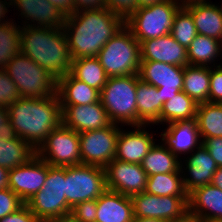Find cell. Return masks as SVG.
Returning a JSON list of instances; mask_svg holds the SVG:
<instances>
[{"instance_id": "obj_1", "label": "cell", "mask_w": 222, "mask_h": 222, "mask_svg": "<svg viewBox=\"0 0 222 222\" xmlns=\"http://www.w3.org/2000/svg\"><path fill=\"white\" fill-rule=\"evenodd\" d=\"M125 26V19L108 8L73 12L66 16L63 30L72 60L97 57L109 39Z\"/></svg>"}, {"instance_id": "obj_2", "label": "cell", "mask_w": 222, "mask_h": 222, "mask_svg": "<svg viewBox=\"0 0 222 222\" xmlns=\"http://www.w3.org/2000/svg\"><path fill=\"white\" fill-rule=\"evenodd\" d=\"M7 111L17 136L35 150L52 130L62 124V109L57 93L47 97H21L9 105Z\"/></svg>"}, {"instance_id": "obj_3", "label": "cell", "mask_w": 222, "mask_h": 222, "mask_svg": "<svg viewBox=\"0 0 222 222\" xmlns=\"http://www.w3.org/2000/svg\"><path fill=\"white\" fill-rule=\"evenodd\" d=\"M20 52L56 79L71 71L72 57L63 28L21 26Z\"/></svg>"}, {"instance_id": "obj_4", "label": "cell", "mask_w": 222, "mask_h": 222, "mask_svg": "<svg viewBox=\"0 0 222 222\" xmlns=\"http://www.w3.org/2000/svg\"><path fill=\"white\" fill-rule=\"evenodd\" d=\"M136 89L137 74L108 77L100 91V101L112 123L137 126Z\"/></svg>"}, {"instance_id": "obj_5", "label": "cell", "mask_w": 222, "mask_h": 222, "mask_svg": "<svg viewBox=\"0 0 222 222\" xmlns=\"http://www.w3.org/2000/svg\"><path fill=\"white\" fill-rule=\"evenodd\" d=\"M97 58L108 77L138 74L141 62L140 43L124 26L107 41Z\"/></svg>"}, {"instance_id": "obj_6", "label": "cell", "mask_w": 222, "mask_h": 222, "mask_svg": "<svg viewBox=\"0 0 222 222\" xmlns=\"http://www.w3.org/2000/svg\"><path fill=\"white\" fill-rule=\"evenodd\" d=\"M183 5L178 0H167L160 4L136 9L126 20L125 26L141 44L171 33L177 11Z\"/></svg>"}, {"instance_id": "obj_7", "label": "cell", "mask_w": 222, "mask_h": 222, "mask_svg": "<svg viewBox=\"0 0 222 222\" xmlns=\"http://www.w3.org/2000/svg\"><path fill=\"white\" fill-rule=\"evenodd\" d=\"M40 222L71 214L65 197V167L50 166L43 187L25 203Z\"/></svg>"}, {"instance_id": "obj_8", "label": "cell", "mask_w": 222, "mask_h": 222, "mask_svg": "<svg viewBox=\"0 0 222 222\" xmlns=\"http://www.w3.org/2000/svg\"><path fill=\"white\" fill-rule=\"evenodd\" d=\"M5 71L16 84L20 97L56 94L57 79L21 52L7 63Z\"/></svg>"}, {"instance_id": "obj_9", "label": "cell", "mask_w": 222, "mask_h": 222, "mask_svg": "<svg viewBox=\"0 0 222 222\" xmlns=\"http://www.w3.org/2000/svg\"><path fill=\"white\" fill-rule=\"evenodd\" d=\"M106 190L103 167L84 164L65 167V197L72 208L77 203L98 199Z\"/></svg>"}, {"instance_id": "obj_10", "label": "cell", "mask_w": 222, "mask_h": 222, "mask_svg": "<svg viewBox=\"0 0 222 222\" xmlns=\"http://www.w3.org/2000/svg\"><path fill=\"white\" fill-rule=\"evenodd\" d=\"M36 154L50 166L81 165L79 134L61 124L50 132Z\"/></svg>"}, {"instance_id": "obj_11", "label": "cell", "mask_w": 222, "mask_h": 222, "mask_svg": "<svg viewBox=\"0 0 222 222\" xmlns=\"http://www.w3.org/2000/svg\"><path fill=\"white\" fill-rule=\"evenodd\" d=\"M120 127L112 123L103 129L78 133L81 164L105 168L114 160Z\"/></svg>"}, {"instance_id": "obj_12", "label": "cell", "mask_w": 222, "mask_h": 222, "mask_svg": "<svg viewBox=\"0 0 222 222\" xmlns=\"http://www.w3.org/2000/svg\"><path fill=\"white\" fill-rule=\"evenodd\" d=\"M138 76L157 87L164 104L182 91L184 67L157 61H141Z\"/></svg>"}, {"instance_id": "obj_13", "label": "cell", "mask_w": 222, "mask_h": 222, "mask_svg": "<svg viewBox=\"0 0 222 222\" xmlns=\"http://www.w3.org/2000/svg\"><path fill=\"white\" fill-rule=\"evenodd\" d=\"M134 216L171 222L188 210V197L157 196L147 192L132 197Z\"/></svg>"}, {"instance_id": "obj_14", "label": "cell", "mask_w": 222, "mask_h": 222, "mask_svg": "<svg viewBox=\"0 0 222 222\" xmlns=\"http://www.w3.org/2000/svg\"><path fill=\"white\" fill-rule=\"evenodd\" d=\"M104 170L108 190L129 197L145 191L148 176L141 164L114 159Z\"/></svg>"}, {"instance_id": "obj_15", "label": "cell", "mask_w": 222, "mask_h": 222, "mask_svg": "<svg viewBox=\"0 0 222 222\" xmlns=\"http://www.w3.org/2000/svg\"><path fill=\"white\" fill-rule=\"evenodd\" d=\"M47 176V162L37 154L25 164L9 169L8 188L26 203L41 190Z\"/></svg>"}, {"instance_id": "obj_16", "label": "cell", "mask_w": 222, "mask_h": 222, "mask_svg": "<svg viewBox=\"0 0 222 222\" xmlns=\"http://www.w3.org/2000/svg\"><path fill=\"white\" fill-rule=\"evenodd\" d=\"M62 124L77 133L103 129L112 124L101 101L86 105H60Z\"/></svg>"}, {"instance_id": "obj_17", "label": "cell", "mask_w": 222, "mask_h": 222, "mask_svg": "<svg viewBox=\"0 0 222 222\" xmlns=\"http://www.w3.org/2000/svg\"><path fill=\"white\" fill-rule=\"evenodd\" d=\"M11 4V8L21 12L20 18L25 20L21 19L22 26L63 28L65 25L67 15L48 0H11Z\"/></svg>"}, {"instance_id": "obj_18", "label": "cell", "mask_w": 222, "mask_h": 222, "mask_svg": "<svg viewBox=\"0 0 222 222\" xmlns=\"http://www.w3.org/2000/svg\"><path fill=\"white\" fill-rule=\"evenodd\" d=\"M217 169L216 162L203 144L197 147L188 157L181 161L183 185L187 194L196 188L211 184L213 174Z\"/></svg>"}, {"instance_id": "obj_19", "label": "cell", "mask_w": 222, "mask_h": 222, "mask_svg": "<svg viewBox=\"0 0 222 222\" xmlns=\"http://www.w3.org/2000/svg\"><path fill=\"white\" fill-rule=\"evenodd\" d=\"M146 126L148 128V125L132 126L134 129L131 131L120 128L115 159L141 164L144 157L156 143L152 132L145 129Z\"/></svg>"}, {"instance_id": "obj_20", "label": "cell", "mask_w": 222, "mask_h": 222, "mask_svg": "<svg viewBox=\"0 0 222 222\" xmlns=\"http://www.w3.org/2000/svg\"><path fill=\"white\" fill-rule=\"evenodd\" d=\"M160 140L178 157L188 155L202 144L196 119L166 124ZM181 155V156H179Z\"/></svg>"}, {"instance_id": "obj_21", "label": "cell", "mask_w": 222, "mask_h": 222, "mask_svg": "<svg viewBox=\"0 0 222 222\" xmlns=\"http://www.w3.org/2000/svg\"><path fill=\"white\" fill-rule=\"evenodd\" d=\"M141 61H157L185 67L189 65L187 49L171 34L148 39L140 44Z\"/></svg>"}, {"instance_id": "obj_22", "label": "cell", "mask_w": 222, "mask_h": 222, "mask_svg": "<svg viewBox=\"0 0 222 222\" xmlns=\"http://www.w3.org/2000/svg\"><path fill=\"white\" fill-rule=\"evenodd\" d=\"M188 210L204 222L222 220V190L207 184L188 194Z\"/></svg>"}, {"instance_id": "obj_23", "label": "cell", "mask_w": 222, "mask_h": 222, "mask_svg": "<svg viewBox=\"0 0 222 222\" xmlns=\"http://www.w3.org/2000/svg\"><path fill=\"white\" fill-rule=\"evenodd\" d=\"M133 217L131 197L107 189L97 199L96 222H132Z\"/></svg>"}, {"instance_id": "obj_24", "label": "cell", "mask_w": 222, "mask_h": 222, "mask_svg": "<svg viewBox=\"0 0 222 222\" xmlns=\"http://www.w3.org/2000/svg\"><path fill=\"white\" fill-rule=\"evenodd\" d=\"M60 105H86L100 100V91L76 79L70 72L57 79Z\"/></svg>"}, {"instance_id": "obj_25", "label": "cell", "mask_w": 222, "mask_h": 222, "mask_svg": "<svg viewBox=\"0 0 222 222\" xmlns=\"http://www.w3.org/2000/svg\"><path fill=\"white\" fill-rule=\"evenodd\" d=\"M183 7L192 15L197 33L220 41L222 15L212 1L192 2Z\"/></svg>"}, {"instance_id": "obj_26", "label": "cell", "mask_w": 222, "mask_h": 222, "mask_svg": "<svg viewBox=\"0 0 222 222\" xmlns=\"http://www.w3.org/2000/svg\"><path fill=\"white\" fill-rule=\"evenodd\" d=\"M137 126L153 125L160 116L163 103L157 87L141 80L137 74ZM151 124V125H150Z\"/></svg>"}, {"instance_id": "obj_27", "label": "cell", "mask_w": 222, "mask_h": 222, "mask_svg": "<svg viewBox=\"0 0 222 222\" xmlns=\"http://www.w3.org/2000/svg\"><path fill=\"white\" fill-rule=\"evenodd\" d=\"M161 142L155 143L141 162V167L147 176L181 172L182 159L173 154L163 141Z\"/></svg>"}, {"instance_id": "obj_28", "label": "cell", "mask_w": 222, "mask_h": 222, "mask_svg": "<svg viewBox=\"0 0 222 222\" xmlns=\"http://www.w3.org/2000/svg\"><path fill=\"white\" fill-rule=\"evenodd\" d=\"M220 56L222 57L220 41L201 34H197L187 48L189 65L215 67V61L218 62Z\"/></svg>"}, {"instance_id": "obj_29", "label": "cell", "mask_w": 222, "mask_h": 222, "mask_svg": "<svg viewBox=\"0 0 222 222\" xmlns=\"http://www.w3.org/2000/svg\"><path fill=\"white\" fill-rule=\"evenodd\" d=\"M198 104L184 91L163 104L159 119L153 125L196 119Z\"/></svg>"}, {"instance_id": "obj_30", "label": "cell", "mask_w": 222, "mask_h": 222, "mask_svg": "<svg viewBox=\"0 0 222 222\" xmlns=\"http://www.w3.org/2000/svg\"><path fill=\"white\" fill-rule=\"evenodd\" d=\"M182 91L197 104L209 102L210 67L194 65L185 66Z\"/></svg>"}, {"instance_id": "obj_31", "label": "cell", "mask_w": 222, "mask_h": 222, "mask_svg": "<svg viewBox=\"0 0 222 222\" xmlns=\"http://www.w3.org/2000/svg\"><path fill=\"white\" fill-rule=\"evenodd\" d=\"M196 124L201 138L222 137V103L198 104Z\"/></svg>"}, {"instance_id": "obj_32", "label": "cell", "mask_w": 222, "mask_h": 222, "mask_svg": "<svg viewBox=\"0 0 222 222\" xmlns=\"http://www.w3.org/2000/svg\"><path fill=\"white\" fill-rule=\"evenodd\" d=\"M70 73L78 80L101 91L108 76L97 57L72 60Z\"/></svg>"}, {"instance_id": "obj_33", "label": "cell", "mask_w": 222, "mask_h": 222, "mask_svg": "<svg viewBox=\"0 0 222 222\" xmlns=\"http://www.w3.org/2000/svg\"><path fill=\"white\" fill-rule=\"evenodd\" d=\"M145 192L157 196L188 197L181 172L148 176Z\"/></svg>"}, {"instance_id": "obj_34", "label": "cell", "mask_w": 222, "mask_h": 222, "mask_svg": "<svg viewBox=\"0 0 222 222\" xmlns=\"http://www.w3.org/2000/svg\"><path fill=\"white\" fill-rule=\"evenodd\" d=\"M36 150L25 140L17 137L10 141L0 140V166L12 169L25 164Z\"/></svg>"}, {"instance_id": "obj_35", "label": "cell", "mask_w": 222, "mask_h": 222, "mask_svg": "<svg viewBox=\"0 0 222 222\" xmlns=\"http://www.w3.org/2000/svg\"><path fill=\"white\" fill-rule=\"evenodd\" d=\"M0 24V70H5L7 63L20 53L21 26L14 19H6Z\"/></svg>"}, {"instance_id": "obj_36", "label": "cell", "mask_w": 222, "mask_h": 222, "mask_svg": "<svg viewBox=\"0 0 222 222\" xmlns=\"http://www.w3.org/2000/svg\"><path fill=\"white\" fill-rule=\"evenodd\" d=\"M170 34L186 49L198 34L192 15L183 6L175 14L173 28Z\"/></svg>"}, {"instance_id": "obj_37", "label": "cell", "mask_w": 222, "mask_h": 222, "mask_svg": "<svg viewBox=\"0 0 222 222\" xmlns=\"http://www.w3.org/2000/svg\"><path fill=\"white\" fill-rule=\"evenodd\" d=\"M19 90L5 70H0V107L7 108L20 99Z\"/></svg>"}, {"instance_id": "obj_38", "label": "cell", "mask_w": 222, "mask_h": 222, "mask_svg": "<svg viewBox=\"0 0 222 222\" xmlns=\"http://www.w3.org/2000/svg\"><path fill=\"white\" fill-rule=\"evenodd\" d=\"M25 203L8 187L0 189V219L17 211Z\"/></svg>"}, {"instance_id": "obj_39", "label": "cell", "mask_w": 222, "mask_h": 222, "mask_svg": "<svg viewBox=\"0 0 222 222\" xmlns=\"http://www.w3.org/2000/svg\"><path fill=\"white\" fill-rule=\"evenodd\" d=\"M71 215L79 222H96L97 199L77 203L72 208Z\"/></svg>"}, {"instance_id": "obj_40", "label": "cell", "mask_w": 222, "mask_h": 222, "mask_svg": "<svg viewBox=\"0 0 222 222\" xmlns=\"http://www.w3.org/2000/svg\"><path fill=\"white\" fill-rule=\"evenodd\" d=\"M209 102L222 103V63L210 67Z\"/></svg>"}, {"instance_id": "obj_41", "label": "cell", "mask_w": 222, "mask_h": 222, "mask_svg": "<svg viewBox=\"0 0 222 222\" xmlns=\"http://www.w3.org/2000/svg\"><path fill=\"white\" fill-rule=\"evenodd\" d=\"M106 7L126 20L136 11L137 0H106Z\"/></svg>"}, {"instance_id": "obj_42", "label": "cell", "mask_w": 222, "mask_h": 222, "mask_svg": "<svg viewBox=\"0 0 222 222\" xmlns=\"http://www.w3.org/2000/svg\"><path fill=\"white\" fill-rule=\"evenodd\" d=\"M201 140L217 166L222 167V137L201 138Z\"/></svg>"}, {"instance_id": "obj_43", "label": "cell", "mask_w": 222, "mask_h": 222, "mask_svg": "<svg viewBox=\"0 0 222 222\" xmlns=\"http://www.w3.org/2000/svg\"><path fill=\"white\" fill-rule=\"evenodd\" d=\"M17 137L15 129L8 119L7 108L0 107V140L7 142Z\"/></svg>"}, {"instance_id": "obj_44", "label": "cell", "mask_w": 222, "mask_h": 222, "mask_svg": "<svg viewBox=\"0 0 222 222\" xmlns=\"http://www.w3.org/2000/svg\"><path fill=\"white\" fill-rule=\"evenodd\" d=\"M0 222H40V221L29 210L28 206L24 204L17 211L1 218Z\"/></svg>"}, {"instance_id": "obj_45", "label": "cell", "mask_w": 222, "mask_h": 222, "mask_svg": "<svg viewBox=\"0 0 222 222\" xmlns=\"http://www.w3.org/2000/svg\"><path fill=\"white\" fill-rule=\"evenodd\" d=\"M104 8L106 0H73V12Z\"/></svg>"}, {"instance_id": "obj_46", "label": "cell", "mask_w": 222, "mask_h": 222, "mask_svg": "<svg viewBox=\"0 0 222 222\" xmlns=\"http://www.w3.org/2000/svg\"><path fill=\"white\" fill-rule=\"evenodd\" d=\"M66 15L73 13V0H48Z\"/></svg>"}, {"instance_id": "obj_47", "label": "cell", "mask_w": 222, "mask_h": 222, "mask_svg": "<svg viewBox=\"0 0 222 222\" xmlns=\"http://www.w3.org/2000/svg\"><path fill=\"white\" fill-rule=\"evenodd\" d=\"M171 222H204L197 214L186 210L181 216Z\"/></svg>"}, {"instance_id": "obj_48", "label": "cell", "mask_w": 222, "mask_h": 222, "mask_svg": "<svg viewBox=\"0 0 222 222\" xmlns=\"http://www.w3.org/2000/svg\"><path fill=\"white\" fill-rule=\"evenodd\" d=\"M10 5L12 6L11 0H0V24L7 22L5 20V17L8 14V12H10L8 10V8L11 7Z\"/></svg>"}, {"instance_id": "obj_49", "label": "cell", "mask_w": 222, "mask_h": 222, "mask_svg": "<svg viewBox=\"0 0 222 222\" xmlns=\"http://www.w3.org/2000/svg\"><path fill=\"white\" fill-rule=\"evenodd\" d=\"M9 169L0 166V189L8 187Z\"/></svg>"}, {"instance_id": "obj_50", "label": "cell", "mask_w": 222, "mask_h": 222, "mask_svg": "<svg viewBox=\"0 0 222 222\" xmlns=\"http://www.w3.org/2000/svg\"><path fill=\"white\" fill-rule=\"evenodd\" d=\"M211 184L222 190V167H218V169L213 174V180Z\"/></svg>"}, {"instance_id": "obj_51", "label": "cell", "mask_w": 222, "mask_h": 222, "mask_svg": "<svg viewBox=\"0 0 222 222\" xmlns=\"http://www.w3.org/2000/svg\"><path fill=\"white\" fill-rule=\"evenodd\" d=\"M167 0H137V9L142 7H148L154 4H160Z\"/></svg>"}, {"instance_id": "obj_52", "label": "cell", "mask_w": 222, "mask_h": 222, "mask_svg": "<svg viewBox=\"0 0 222 222\" xmlns=\"http://www.w3.org/2000/svg\"><path fill=\"white\" fill-rule=\"evenodd\" d=\"M46 222H79L76 220L71 214L65 215V216H60L57 218H53L51 220H48Z\"/></svg>"}, {"instance_id": "obj_53", "label": "cell", "mask_w": 222, "mask_h": 222, "mask_svg": "<svg viewBox=\"0 0 222 222\" xmlns=\"http://www.w3.org/2000/svg\"><path fill=\"white\" fill-rule=\"evenodd\" d=\"M132 222H168L163 219H155V218H139L134 216Z\"/></svg>"}, {"instance_id": "obj_54", "label": "cell", "mask_w": 222, "mask_h": 222, "mask_svg": "<svg viewBox=\"0 0 222 222\" xmlns=\"http://www.w3.org/2000/svg\"><path fill=\"white\" fill-rule=\"evenodd\" d=\"M182 5H186L188 3H192V2H202V1H206V0H178ZM209 1V0H207Z\"/></svg>"}, {"instance_id": "obj_55", "label": "cell", "mask_w": 222, "mask_h": 222, "mask_svg": "<svg viewBox=\"0 0 222 222\" xmlns=\"http://www.w3.org/2000/svg\"><path fill=\"white\" fill-rule=\"evenodd\" d=\"M217 7H218V9H219V11H220V13H221V15H222V5H217Z\"/></svg>"}, {"instance_id": "obj_56", "label": "cell", "mask_w": 222, "mask_h": 222, "mask_svg": "<svg viewBox=\"0 0 222 222\" xmlns=\"http://www.w3.org/2000/svg\"><path fill=\"white\" fill-rule=\"evenodd\" d=\"M207 222H222V220H210V221H207Z\"/></svg>"}, {"instance_id": "obj_57", "label": "cell", "mask_w": 222, "mask_h": 222, "mask_svg": "<svg viewBox=\"0 0 222 222\" xmlns=\"http://www.w3.org/2000/svg\"><path fill=\"white\" fill-rule=\"evenodd\" d=\"M220 44H221V47H222V34H221V38H220Z\"/></svg>"}]
</instances>
